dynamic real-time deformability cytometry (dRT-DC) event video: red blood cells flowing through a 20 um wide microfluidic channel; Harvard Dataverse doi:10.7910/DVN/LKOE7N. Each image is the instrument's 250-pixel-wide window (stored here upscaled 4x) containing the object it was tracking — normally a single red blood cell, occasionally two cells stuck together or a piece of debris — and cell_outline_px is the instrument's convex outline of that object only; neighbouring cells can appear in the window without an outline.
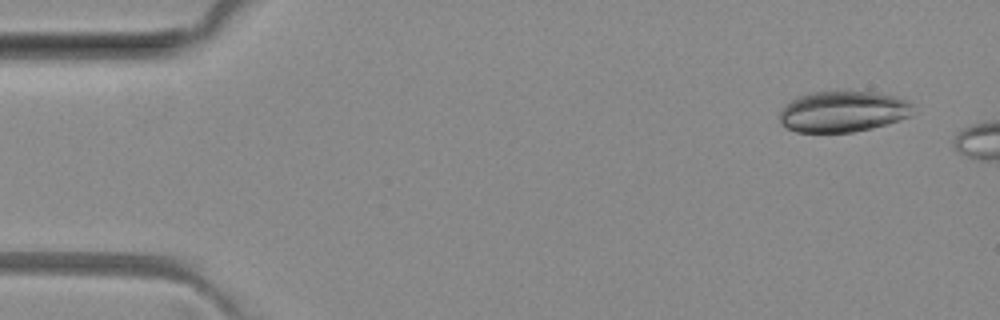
{"species": "common noctule bat (a hibernating species)", "species_latin": "Nyctalus noctula", "temperature_condition": "room temperature", "stored_images_in_passage": 8, "camera_frame_rate_fps": 3000, "um_per_image_px": 0.085, "animal": {"sex": "female", "body_mass_g": 29.2, "forearm_length_mm": 56.3}, "frame": {"image": 1, "passage_image": 1, "time_ms": 0.0, "image_size_px": [1000, 320], "cell_outline_px": [[912, 116], [888, 124], [872, 128], [852, 132], [796, 132], [780, 124], [780, 108], [784, 104], [796, 96], [812, 92], [876, 92], [900, 96], [908, 100], [912, 104]], "centroid_in_image_um": [71.66, 9.48], "position_along_channel_um": 13.3, "area_um2": 32.31}}
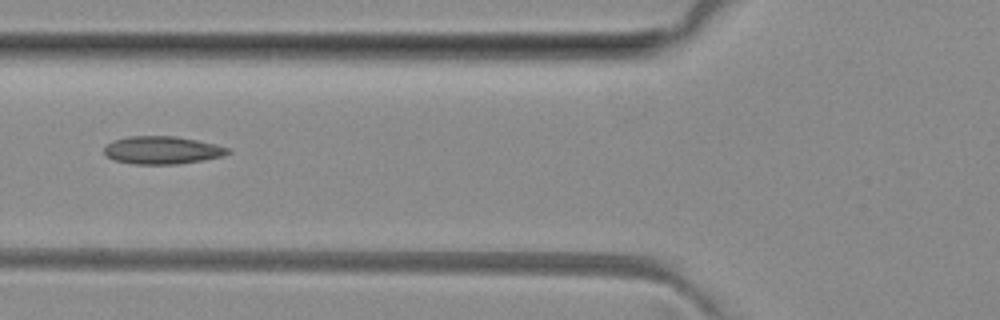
{"frame": {"image": 2, "passage_image": 7, "time_ms": 8.0, "image_size_px": [1000, 320], "cell_outline_px": [[232, 152], [224, 156], [204, 160], [180, 164], [132, 164], [112, 160], [104, 152], [104, 148], [112, 140], [128, 136], [176, 136], [216, 144], [228, 148]], "centroid_in_image_um": [13.79, 12.77], "position_along_channel_um": 112.0, "area_um2": 20.23}}
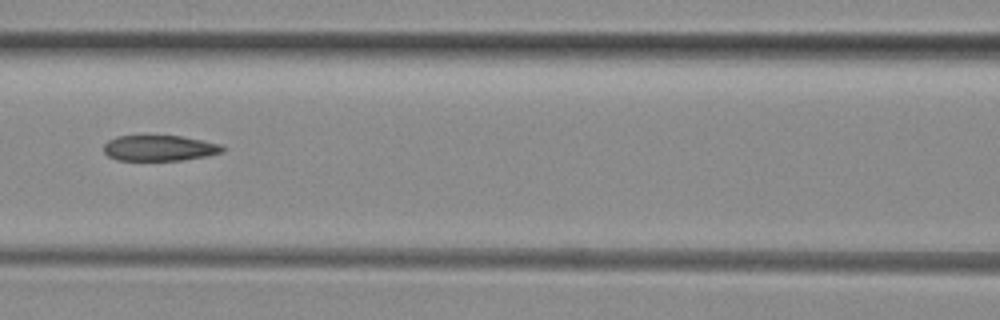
{"frame": {"image": 3, "passage_image": 8, "time_ms": 9.0, "image_size_px": [1000, 320], "cell_outline_px": [[228, 148], [224, 152], [208, 156], [184, 160], [116, 160], [108, 156], [104, 152], [104, 144], [108, 140], [116, 136], [180, 136], [220, 144]], "centroid_in_image_um": [13.58, 12.59], "position_along_channel_um": 153.0, "area_um2": 17.86}}